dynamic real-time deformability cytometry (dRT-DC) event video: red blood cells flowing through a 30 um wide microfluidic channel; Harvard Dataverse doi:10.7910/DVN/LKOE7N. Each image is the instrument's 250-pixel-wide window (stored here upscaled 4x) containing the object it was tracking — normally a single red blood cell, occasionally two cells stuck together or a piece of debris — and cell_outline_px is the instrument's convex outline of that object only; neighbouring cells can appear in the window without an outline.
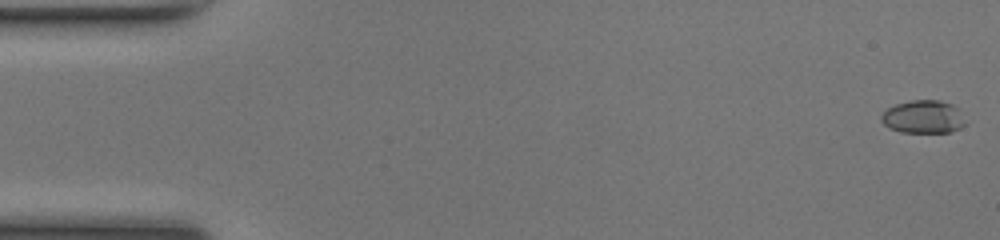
{"species": "common noctule bat (a hibernating species)", "species_latin": "Nyctalus noctula", "temperature_condition": "room temperature", "stored_images_in_passage": 30, "camera_frame_rate_fps": 3000, "um_per_image_px": 0.085, "animal": {"sex": "female", "body_mass_g": 17.0, "forearm_length_mm": 48.0}, "frame": {"image": 1, "passage_image": 1, "time_ms": 0.0, "image_size_px": [1000, 240], "cell_outline_px": [[968, 124], [952, 132], [900, 132], [888, 128], [880, 120], [880, 116], [888, 108], [896, 104], [912, 100], [940, 100], [952, 104], [960, 108]], "centroid_in_image_um": [78.53, 9.93], "position_along_channel_um": 6.5, "area_um2": 16.53}}
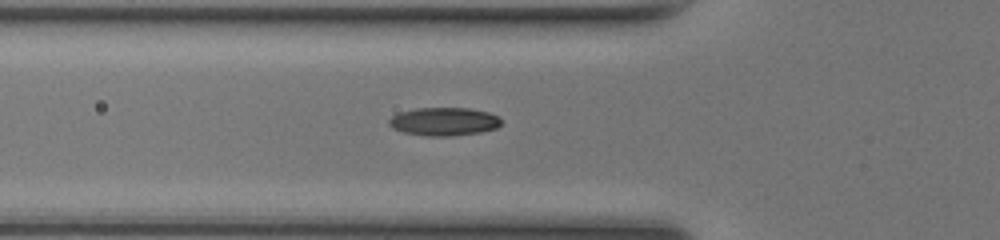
{"frame": {"image": 2, "passage_image": 18, "time_ms": 5.667, "image_size_px": [1000, 240], "cell_outline_px": [[500, 124], [496, 128], [480, 132], [452, 136], [424, 136], [404, 132], [392, 128], [388, 124], [388, 120], [392, 116], [400, 112], [416, 108], [468, 108], [488, 112], [496, 116], [500, 120]], "centroid_in_image_um": [37.69, 10.33], "position_along_channel_um": 88.1, "area_um2": 18.38}}
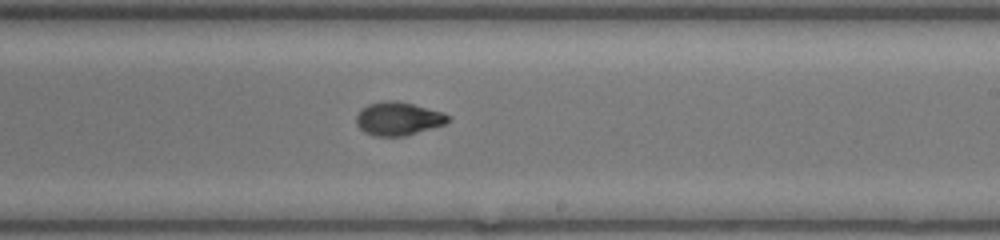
{"frame": {"image": 3, "passage_image": 30, "time_ms": 9.667, "image_size_px": [1000, 240], "cell_outline_px": [[452, 120], [444, 124], [404, 136], [372, 136], [364, 132], [356, 124], [356, 116], [360, 108], [368, 104], [384, 100], [396, 100], [444, 112], [452, 116]], "centroid_in_image_um": [33.84, 10.08], "position_along_channel_um": 255.2, "area_um2": 18.03}}